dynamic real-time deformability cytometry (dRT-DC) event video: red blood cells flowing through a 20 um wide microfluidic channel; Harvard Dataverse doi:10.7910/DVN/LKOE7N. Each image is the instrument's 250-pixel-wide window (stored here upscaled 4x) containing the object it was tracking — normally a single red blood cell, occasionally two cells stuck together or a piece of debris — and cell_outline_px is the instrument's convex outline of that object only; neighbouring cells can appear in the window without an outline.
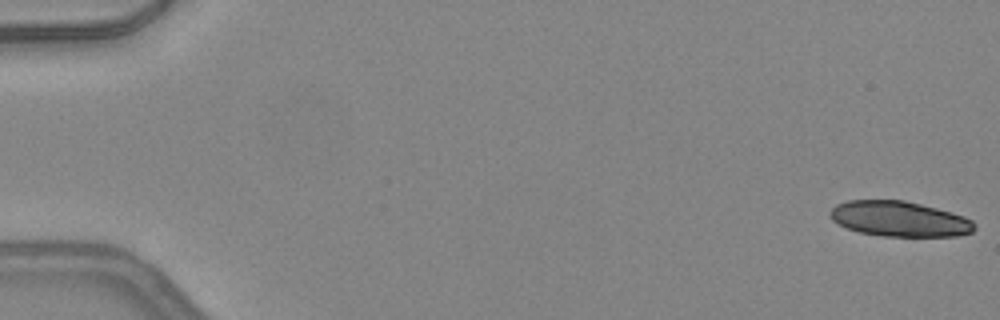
{"species": "common noctule bat (a hibernating species)", "species_latin": "Nyctalus noctula", "temperature_condition": "warm", "stored_images_in_passage": 50, "camera_frame_rate_fps": 3000, "um_per_image_px": 0.085, "animal": {"sex": "female", "body_mass_g": 24.6, "forearm_length_mm": 56.2}, "frame": {"image": 1, "passage_image": 1, "time_ms": 0.0, "image_size_px": [1000, 320], "cell_outline_px": [[976, 228], [972, 232], [956, 236], [884, 236], [860, 232], [848, 228], [832, 220], [828, 212], [836, 204], [848, 200], [904, 200], [936, 208], [964, 216], [972, 220], [976, 224]], "centroid_in_image_um": [76.46, 18.6], "position_along_channel_um": 8.5, "area_um2": 29.59}}
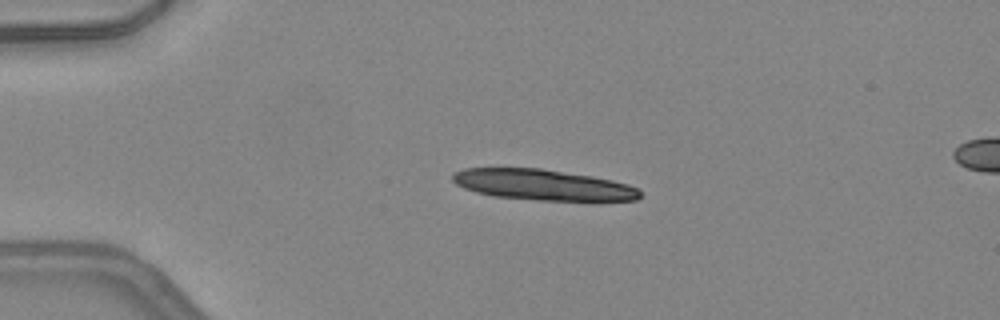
{"frame": {"image": 2, "passage_image": 12, "time_ms": 3.667, "image_size_px": [1000, 320], "cell_outline_px": [[644, 196], [636, 200], [536, 200], [496, 196], [476, 192], [464, 188], [456, 184], [452, 180], [452, 172], [464, 168], [540, 168], [592, 176], [612, 180], [628, 184], [636, 188]], "centroid_in_image_um": [46.12, 15.7], "position_along_channel_um": 38.9, "area_um2": 33.47}, "authors_computed_cell_mechanics": {"area_um2": 19.6231, "velocity_mm_per_s": 4.2494, "shape_relaxation_time_tau1_ms": 10.2041, "shape_relaxation_time_tau2_ms": null, "deformation_change_tau1": 0.2283, "deformation_change_tau2": null}}